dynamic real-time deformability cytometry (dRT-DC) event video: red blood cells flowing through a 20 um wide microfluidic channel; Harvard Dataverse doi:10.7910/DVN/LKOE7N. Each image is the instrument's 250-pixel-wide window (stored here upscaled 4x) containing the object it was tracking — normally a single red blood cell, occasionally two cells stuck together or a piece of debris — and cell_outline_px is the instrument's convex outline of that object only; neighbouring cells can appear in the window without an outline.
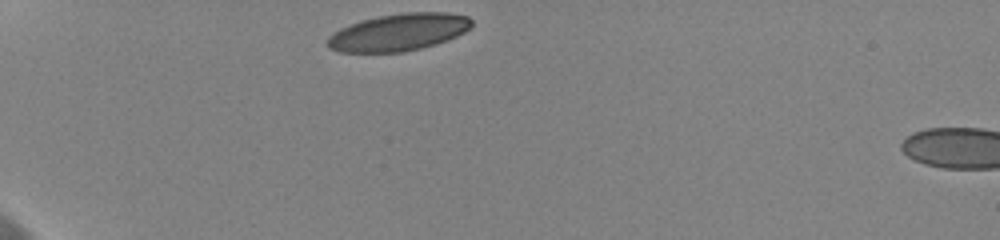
{"species": "human", "species_latin": "Homo sapiens", "temperature_condition": "cold", "stored_images_in_passage": 17, "camera_frame_rate_fps": 3000, "um_per_image_px": 0.085, "donor": {"sex": "female"}, "frame": {"image": 1, "passage_image": 1, "time_ms": 0.0, "image_size_px": [1000, 240], "cell_outline_px": [[472, 24], [464, 32], [448, 40], [436, 44], [420, 48], [400, 52], [340, 52], [328, 48], [324, 44], [328, 36], [340, 28], [360, 20], [380, 16], [404, 12], [448, 12], [468, 16], [472, 20]], "centroid_in_image_um": [33.85, 2.74], "position_along_channel_um": 51.2, "area_um2": 31.39}}